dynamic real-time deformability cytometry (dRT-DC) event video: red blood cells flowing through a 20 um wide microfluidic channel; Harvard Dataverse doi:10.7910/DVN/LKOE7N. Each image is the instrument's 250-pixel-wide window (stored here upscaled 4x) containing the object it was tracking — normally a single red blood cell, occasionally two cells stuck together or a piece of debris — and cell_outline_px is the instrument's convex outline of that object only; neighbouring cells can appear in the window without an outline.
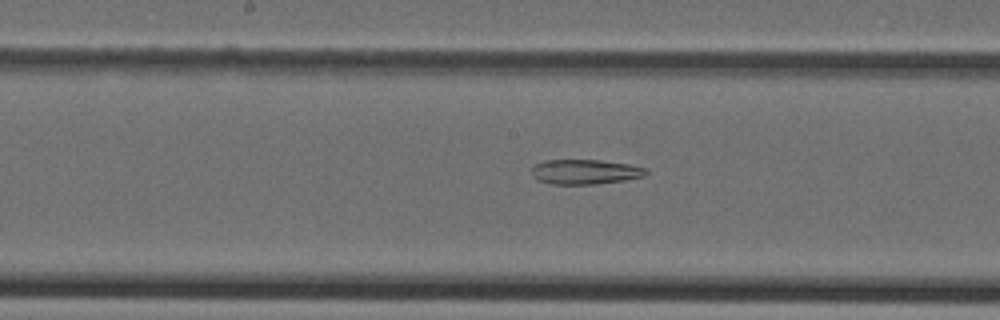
{"species": "Egyptian fruit bat (a non-hibernating species)", "species_latin": "Rousettus aegyptiacus", "temperature_condition": "cold", "stored_images_in_passage": 33, "camera_frame_rate_fps": 3000, "um_per_image_px": 0.085, "animal": {"sex": "female"}, "frame": {"image": 1, "passage_image": 15, "time_ms": 4.667, "image_size_px": [1000, 320], "cell_outline_px": [[648, 172], [644, 176], [624, 180], [596, 184], [552, 184], [536, 180], [532, 176], [532, 168], [536, 164], [544, 160], [600, 160], [628, 164], [648, 168]], "centroid_in_image_um": [49.73, 14.6], "position_along_channel_um": 198.5, "area_um2": 16.59}}
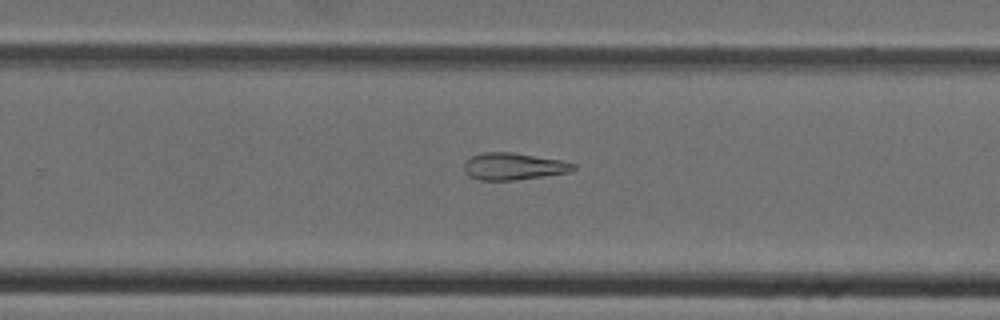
{"frame": {"image": 2, "passage_image": 21, "time_ms": 6.667, "image_size_px": [1000, 320], "cell_outline_px": [[576, 168], [568, 172], [512, 180], [480, 180], [464, 172], [464, 164], [472, 156], [484, 152], [512, 152], [560, 160], [576, 164]], "centroid_in_image_um": [43.64, 14.13], "position_along_channel_um": 286.2, "area_um2": 16.82}}
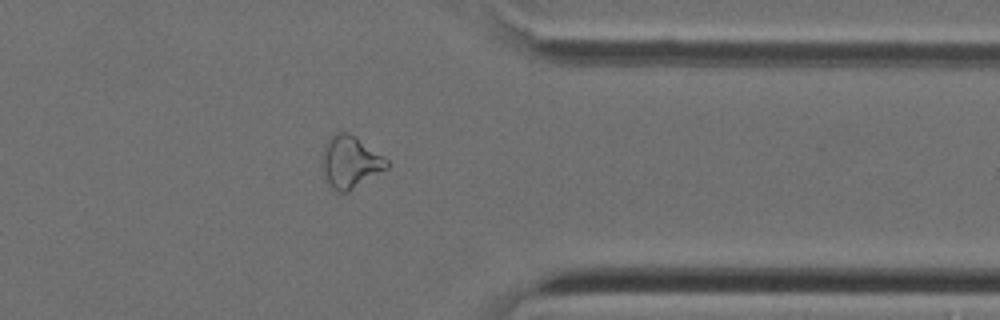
{"frame": {"image": 3, "passage_image": 28, "time_ms": 9.0, "image_size_px": [1000, 320], "cell_outline_px": [[388, 168], [348, 192], [340, 192], [332, 188], [328, 184], [324, 176], [320, 164], [324, 144], [332, 136], [340, 132], [344, 132], [356, 136], [388, 160]], "centroid_in_image_um": [29.74, 13.78], "position_along_channel_um": 381.7, "area_um2": 19.65}}